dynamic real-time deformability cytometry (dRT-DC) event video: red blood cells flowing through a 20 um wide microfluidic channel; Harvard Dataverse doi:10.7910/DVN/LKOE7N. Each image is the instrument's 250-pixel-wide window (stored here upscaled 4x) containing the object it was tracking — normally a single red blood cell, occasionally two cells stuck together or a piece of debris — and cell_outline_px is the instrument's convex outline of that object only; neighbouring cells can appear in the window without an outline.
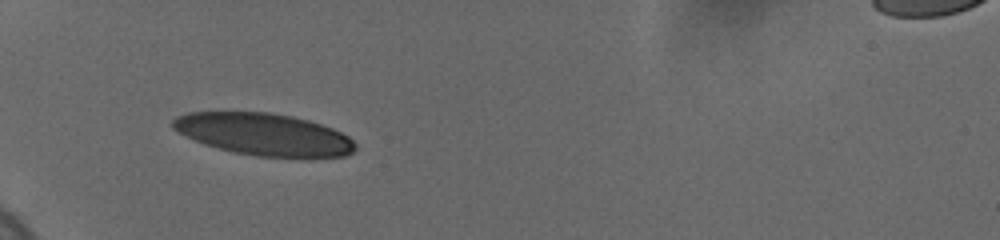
{"species": "human", "species_latin": "Homo sapiens", "temperature_condition": "cold", "stored_images_in_passage": 38, "camera_frame_rate_fps": 3000, "um_per_image_px": 0.085, "donor": {"sex": "female"}, "frame": {"image": 1, "passage_image": 1, "time_ms": 0.0, "image_size_px": [1000, 240], "cell_outline_px": [[356, 148], [352, 152], [344, 156], [256, 156], [236, 152], [204, 144], [172, 128], [172, 120], [176, 116], [188, 112], [268, 112], [292, 116], [308, 120], [332, 128], [348, 136], [356, 144]], "centroid_in_image_um": [22.41, 11.4], "position_along_channel_um": 62.6, "area_um2": 44.04}}
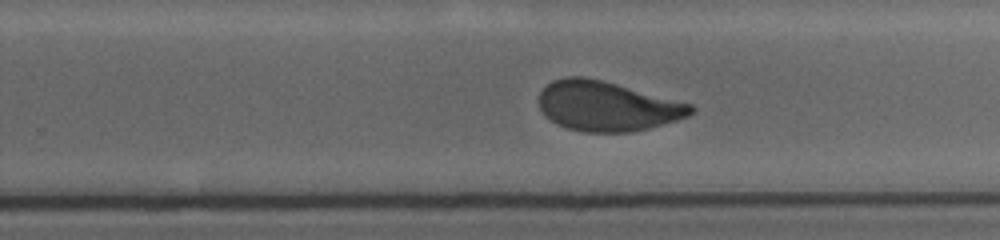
{"frame": {"image": 2, "passage_image": 20, "time_ms": 6.333, "image_size_px": [1000, 240], "cell_outline_px": [[696, 112], [688, 116], [676, 120], [648, 128], [628, 132], [584, 132], [568, 128], [556, 124], [540, 108], [540, 92], [552, 80], [568, 76], [584, 76], [616, 84], [692, 104], [696, 108]], "centroid_in_image_um": [51.62, 9.02], "position_along_channel_um": 278.2, "area_um2": 43.58}}
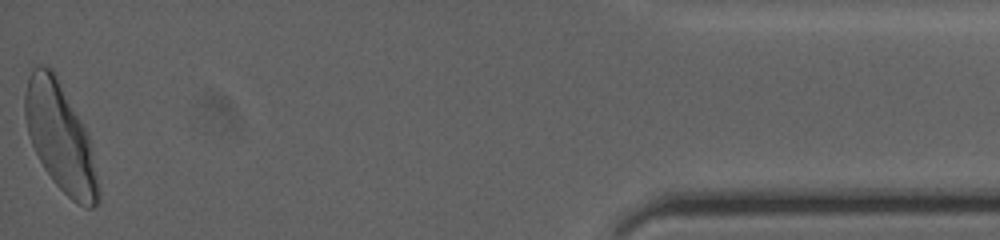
{"frame": {"image": 3, "passage_image": 38, "time_ms": 12.333, "image_size_px": [1000, 240], "cell_outline_px": [[100, 200], [92, 208], [84, 208], [72, 200], [52, 180], [44, 168], [32, 144], [28, 132], [24, 116], [24, 92], [28, 76], [32, 68], [36, 64], [40, 64], [52, 68], [88, 132], [100, 188]], "centroid_in_image_um": [5.12, 11.66], "position_along_channel_um": 430.1, "area_um2": 46.24}, "authors_computed_cell_mechanics": {"area_um2": 44.6794, "velocity_mm_per_s": 3.6582, "shape_relaxation_time_tau1_ms": 3.417, "shape_relaxation_time_tau2_ms": 0.878, "deformation_change_tau1": 0.1465, "deformation_change_tau2": 0.0585}}